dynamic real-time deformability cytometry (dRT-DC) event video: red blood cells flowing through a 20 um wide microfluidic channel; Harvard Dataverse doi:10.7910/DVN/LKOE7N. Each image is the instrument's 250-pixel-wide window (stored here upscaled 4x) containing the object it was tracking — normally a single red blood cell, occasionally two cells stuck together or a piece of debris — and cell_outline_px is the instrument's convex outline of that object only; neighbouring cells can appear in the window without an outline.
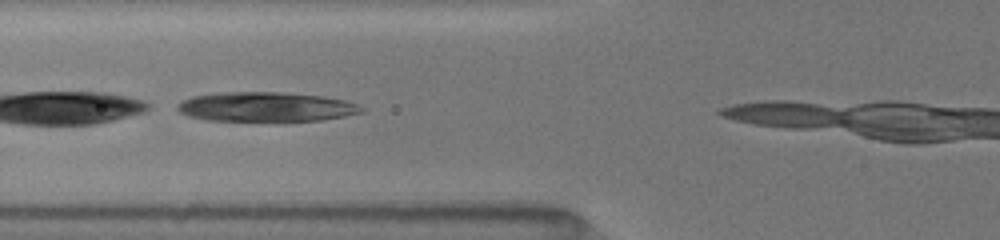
{"species": "common noctule bat (a hibernating species)", "species_latin": "Nyctalus noctula", "temperature_condition": "room temperature", "stored_images_in_passage": 18, "camera_frame_rate_fps": 3000, "um_per_image_px": 0.085, "animal": {"sex": "female", "body_mass_g": 19.5, "forearm_length_mm": 54.1}, "frame": {"image": 1, "passage_image": 11, "time_ms": 2.0, "image_size_px": [1000, 240], "cell_outline_px": [[360, 112], [344, 116], [320, 120], [280, 124], [212, 120], [192, 116], [180, 112], [176, 108], [184, 100], [196, 96], [224, 92], [284, 92], [320, 96], [340, 100], [356, 104], [360, 108]], "centroid_in_image_um": [22.6, 9.13], "position_along_channel_um": 103.2, "area_um2": 32.08}}